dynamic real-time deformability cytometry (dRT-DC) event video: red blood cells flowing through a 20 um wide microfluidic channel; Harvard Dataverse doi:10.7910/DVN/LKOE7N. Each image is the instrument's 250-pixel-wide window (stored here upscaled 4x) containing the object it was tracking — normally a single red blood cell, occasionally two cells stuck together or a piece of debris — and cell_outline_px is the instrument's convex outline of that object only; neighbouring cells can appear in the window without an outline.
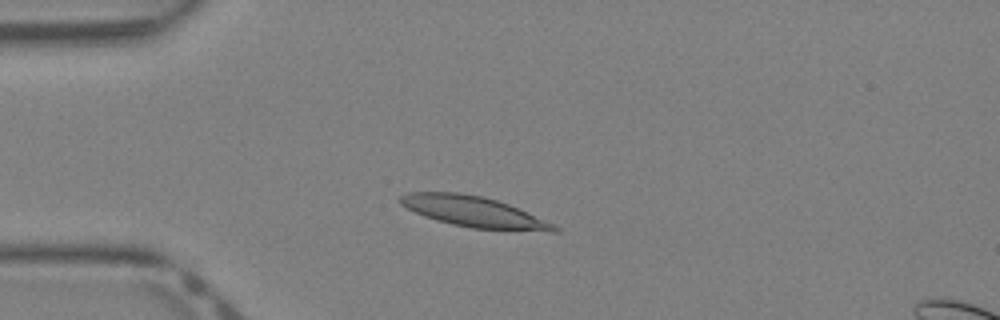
{"species": "Egyptian fruit bat (a non-hibernating species)", "species_latin": "Rousettus aegyptiacus", "temperature_condition": "warm", "stored_images_in_passage": 38, "camera_frame_rate_fps": 3000, "um_per_image_px": 0.085, "animal": {"sex": "female"}, "frame": {"image": 1, "passage_image": 8, "time_ms": 2.333, "image_size_px": [1000, 320], "cell_outline_px": [[560, 232], [548, 232], [472, 228], [452, 224], [436, 220], [424, 216], [400, 204], [396, 200], [400, 196], [408, 192], [460, 192], [480, 196], [496, 200], [508, 204], [556, 224], [560, 228]], "centroid_in_image_um": [40.3, 18.01], "position_along_channel_um": 44.7, "area_um2": 27.63}}
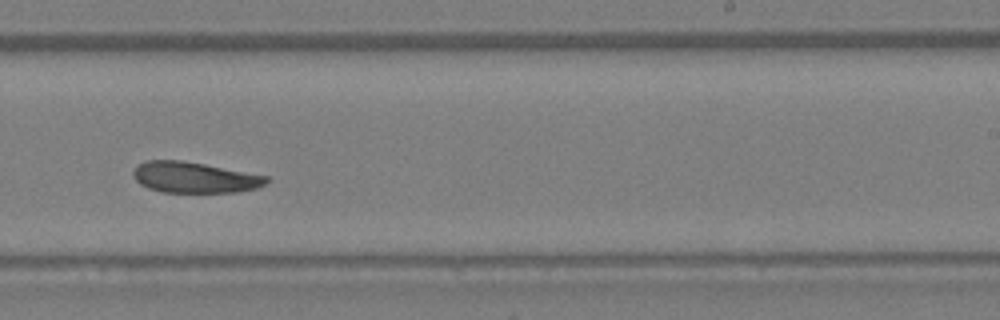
{"frame": {"image": 2, "passage_image": 23, "time_ms": 7.333, "image_size_px": [1000, 320], "cell_outline_px": [[268, 180], [264, 184], [256, 188], [236, 192], [164, 192], [148, 188], [140, 184], [132, 176], [132, 172], [144, 160], [180, 160], [204, 164], [268, 176]], "centroid_in_image_um": [16.5, 15.08], "position_along_channel_um": 272.5, "area_um2": 23.76}}
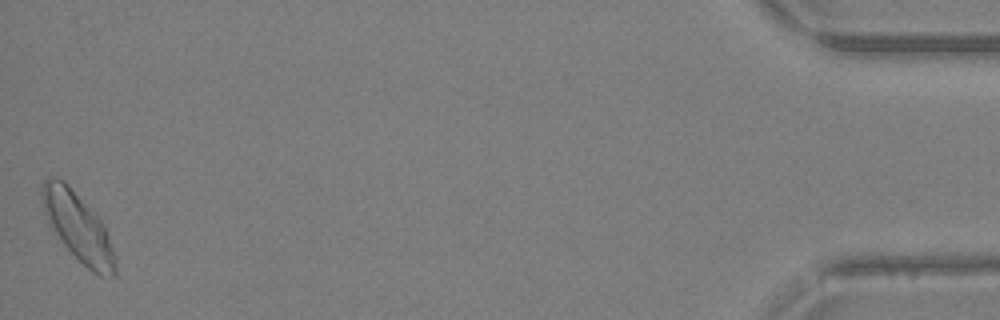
{"frame": {"image": 3, "passage_image": 38, "time_ms": 12.333, "image_size_px": [1000, 320], "cell_outline_px": [[116, 276], [100, 276], [92, 272], [64, 244], [48, 224], [44, 212], [40, 192], [40, 188], [44, 180], [52, 176], [56, 176], [64, 180], [68, 184], [100, 220], [108, 236], [116, 256]], "centroid_in_image_um": [6.61, 19.27], "position_along_channel_um": 428.6, "area_um2": 28.78}}